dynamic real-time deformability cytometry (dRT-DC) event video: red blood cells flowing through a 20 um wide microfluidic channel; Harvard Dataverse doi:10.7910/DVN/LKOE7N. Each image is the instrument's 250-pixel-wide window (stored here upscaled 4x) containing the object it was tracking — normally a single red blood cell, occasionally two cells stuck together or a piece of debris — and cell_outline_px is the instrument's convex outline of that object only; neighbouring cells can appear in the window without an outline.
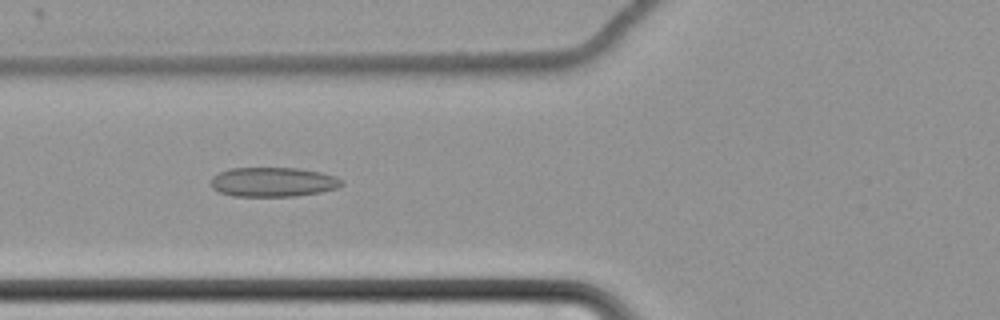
{"species": "common noctule bat (a hibernating species)", "species_latin": "Nyctalus noctula", "temperature_condition": "cold", "stored_images_in_passage": 64, "camera_frame_rate_fps": 3000, "um_per_image_px": 0.085, "animal": {"sex": "female", "body_mass_g": 22.7, "forearm_length_mm": 54.2}, "frame": {"image": 1, "passage_image": 28, "time_ms": 9.0, "image_size_px": [1000, 320], "cell_outline_px": [[344, 184], [336, 188], [320, 192], [296, 196], [232, 196], [220, 192], [212, 188], [212, 176], [220, 172], [232, 168], [300, 168], [320, 172], [336, 176], [344, 180]], "centroid_in_image_um": [23.24, 15.47], "position_along_channel_um": 102.6, "area_um2": 22.48}}
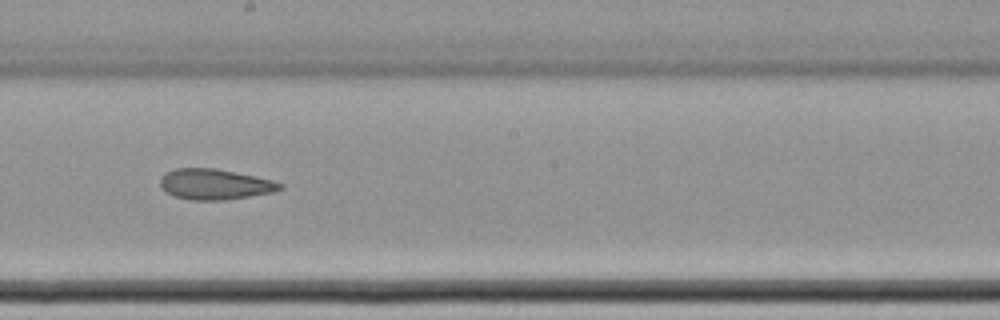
{"frame": {"image": 2, "passage_image": 39, "time_ms": 12.667, "image_size_px": [1000, 320], "cell_outline_px": [[284, 188], [272, 192], [224, 200], [188, 200], [176, 196], [160, 188], [160, 176], [164, 172], [176, 168], [216, 168], [256, 176], [272, 180], [284, 184]], "centroid_in_image_um": [18.24, 15.65], "position_along_channel_um": 230.0, "area_um2": 21.44}}
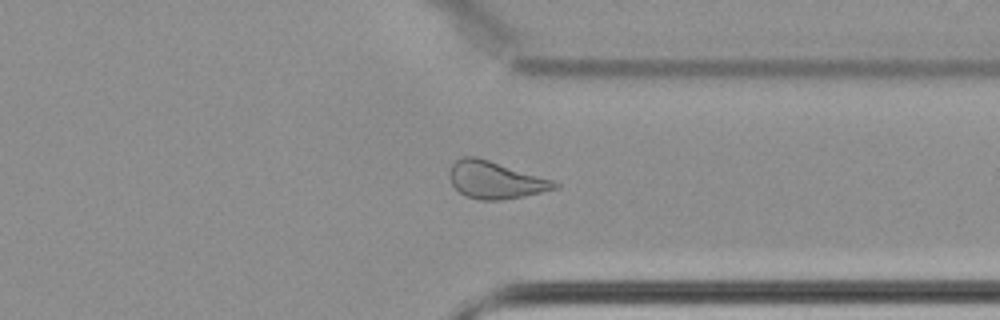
{"frame": {"image": 3, "passage_image": 51, "time_ms": 16.667, "image_size_px": [1000, 320], "cell_outline_px": [[560, 188], [524, 196], [500, 200], [480, 200], [464, 196], [452, 184], [448, 172], [452, 164], [456, 160], [464, 156], [476, 156], [552, 180], [560, 184]], "centroid_in_image_um": [42.09, 15.31], "position_along_channel_um": 369.3, "area_um2": 22.72}, "authors_computed_cell_mechanics": {"area_um2": 24.1026, "velocity_mm_per_s": 3.4761, "shape_relaxation_time_tau1_ms": null, "shape_relaxation_time_tau2_ms": 3.1942, "deformation_change_tau1": null, "deformation_change_tau2": 0.0879}}